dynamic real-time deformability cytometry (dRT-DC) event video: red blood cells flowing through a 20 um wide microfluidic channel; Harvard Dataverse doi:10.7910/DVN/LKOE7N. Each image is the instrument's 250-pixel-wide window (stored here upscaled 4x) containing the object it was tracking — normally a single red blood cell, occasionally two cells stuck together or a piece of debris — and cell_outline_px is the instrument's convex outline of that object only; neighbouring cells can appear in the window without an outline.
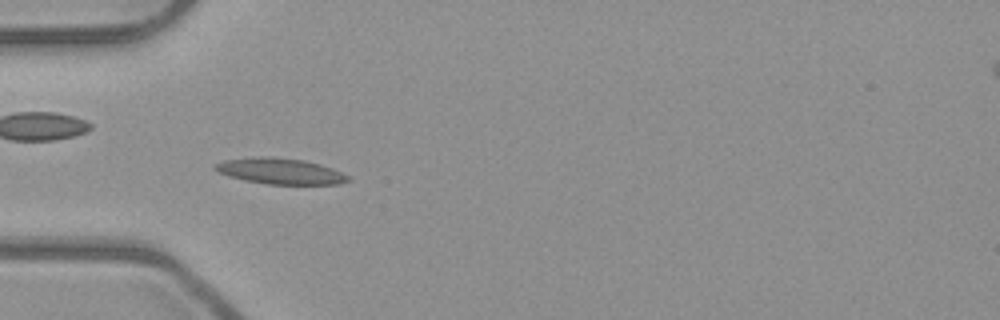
{"species": "common noctule bat (a hibernating species)", "species_latin": "Nyctalus noctula", "temperature_condition": "room temperature", "stored_images_in_passage": 5, "camera_frame_rate_fps": 3000, "um_per_image_px": 0.085, "animal": {"sex": "male", "body_mass_g": 23.1, "forearm_length_mm": 52.7}, "frame": {"image": 1, "passage_image": 5, "time_ms": 1.333, "image_size_px": [1000, 320], "cell_outline_px": [[352, 180], [340, 184], [268, 184], [244, 180], [228, 176], [212, 168], [212, 164], [224, 160], [252, 156], [272, 156], [304, 160], [320, 164], [332, 168], [352, 176]], "centroid_in_image_um": [23.83, 14.54], "position_along_channel_um": 61.2, "area_um2": 20.46}}